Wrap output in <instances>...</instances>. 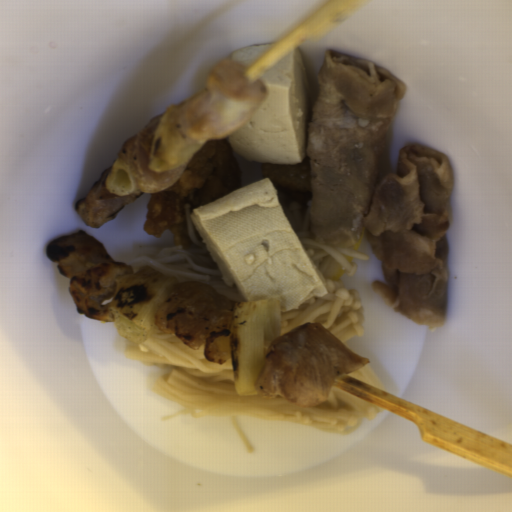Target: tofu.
Returning <instances> with one entry per match:
<instances>
[{
    "label": "tofu",
    "instance_id": "31d398ca",
    "mask_svg": "<svg viewBox=\"0 0 512 512\" xmlns=\"http://www.w3.org/2000/svg\"><path fill=\"white\" fill-rule=\"evenodd\" d=\"M271 43L250 45L243 48L235 49L230 55L229 60H235L245 63L246 68L256 61L260 56L267 52L271 46Z\"/></svg>",
    "mask_w": 512,
    "mask_h": 512
},
{
    "label": "tofu",
    "instance_id": "ead7c124",
    "mask_svg": "<svg viewBox=\"0 0 512 512\" xmlns=\"http://www.w3.org/2000/svg\"><path fill=\"white\" fill-rule=\"evenodd\" d=\"M258 79L267 90L255 113L228 135L246 161L300 163L306 157L311 98L300 48Z\"/></svg>",
    "mask_w": 512,
    "mask_h": 512
},
{
    "label": "tofu",
    "instance_id": "5b9d583a",
    "mask_svg": "<svg viewBox=\"0 0 512 512\" xmlns=\"http://www.w3.org/2000/svg\"><path fill=\"white\" fill-rule=\"evenodd\" d=\"M190 218L222 280L245 302L278 298L283 312L328 295L268 177L193 209Z\"/></svg>",
    "mask_w": 512,
    "mask_h": 512
}]
</instances>
